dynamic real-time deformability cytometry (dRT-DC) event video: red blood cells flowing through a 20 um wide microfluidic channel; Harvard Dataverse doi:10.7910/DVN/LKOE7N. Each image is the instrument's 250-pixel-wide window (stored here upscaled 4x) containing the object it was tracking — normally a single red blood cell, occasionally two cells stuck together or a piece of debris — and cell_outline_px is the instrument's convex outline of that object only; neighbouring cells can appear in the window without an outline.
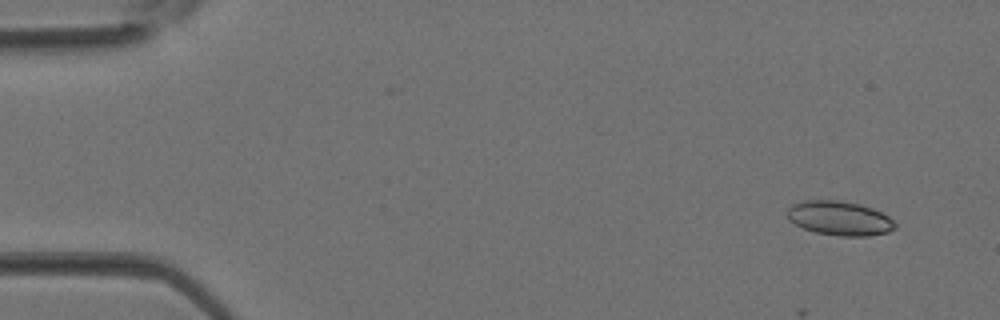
{"species": "Egyptian fruit bat (a non-hibernating species)", "species_latin": "Rousettus aegyptiacus", "temperature_condition": "room temperature", "stored_images_in_passage": 2, "camera_frame_rate_fps": 3000, "um_per_image_px": 0.085, "animal": {"sex": "female"}, "frame": {"image": 1, "passage_image": 2, "time_ms": 0.333, "image_size_px": [1000, 320], "cell_outline_px": [[896, 228], [888, 232], [868, 236], [840, 236], [816, 232], [804, 228], [788, 220], [788, 208], [792, 204], [800, 200], [840, 200], [860, 204], [872, 208], [888, 216], [896, 224]], "centroid_in_image_um": [71.36, 18.54], "position_along_channel_um": 13.6, "area_um2": 21.56}}